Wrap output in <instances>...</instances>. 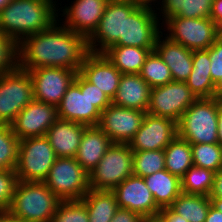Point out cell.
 <instances>
[{
    "mask_svg": "<svg viewBox=\"0 0 222 222\" xmlns=\"http://www.w3.org/2000/svg\"><path fill=\"white\" fill-rule=\"evenodd\" d=\"M215 172L192 166L181 178V191L185 194L209 196Z\"/></svg>",
    "mask_w": 222,
    "mask_h": 222,
    "instance_id": "1f68e13d",
    "label": "cell"
},
{
    "mask_svg": "<svg viewBox=\"0 0 222 222\" xmlns=\"http://www.w3.org/2000/svg\"><path fill=\"white\" fill-rule=\"evenodd\" d=\"M218 143L222 146V102L218 101Z\"/></svg>",
    "mask_w": 222,
    "mask_h": 222,
    "instance_id": "7dc6e473",
    "label": "cell"
},
{
    "mask_svg": "<svg viewBox=\"0 0 222 222\" xmlns=\"http://www.w3.org/2000/svg\"><path fill=\"white\" fill-rule=\"evenodd\" d=\"M144 181L160 209L169 207L182 193L181 179L166 169L144 177Z\"/></svg>",
    "mask_w": 222,
    "mask_h": 222,
    "instance_id": "484cf974",
    "label": "cell"
},
{
    "mask_svg": "<svg viewBox=\"0 0 222 222\" xmlns=\"http://www.w3.org/2000/svg\"><path fill=\"white\" fill-rule=\"evenodd\" d=\"M112 144L108 135L98 126H88L82 135L75 159L90 174Z\"/></svg>",
    "mask_w": 222,
    "mask_h": 222,
    "instance_id": "603a6c76",
    "label": "cell"
},
{
    "mask_svg": "<svg viewBox=\"0 0 222 222\" xmlns=\"http://www.w3.org/2000/svg\"><path fill=\"white\" fill-rule=\"evenodd\" d=\"M33 83L34 100L58 106L76 71L57 67H40L27 70Z\"/></svg>",
    "mask_w": 222,
    "mask_h": 222,
    "instance_id": "4fadbf2b",
    "label": "cell"
},
{
    "mask_svg": "<svg viewBox=\"0 0 222 222\" xmlns=\"http://www.w3.org/2000/svg\"><path fill=\"white\" fill-rule=\"evenodd\" d=\"M60 201L44 182L19 181L7 211L25 222H51Z\"/></svg>",
    "mask_w": 222,
    "mask_h": 222,
    "instance_id": "3957f363",
    "label": "cell"
},
{
    "mask_svg": "<svg viewBox=\"0 0 222 222\" xmlns=\"http://www.w3.org/2000/svg\"><path fill=\"white\" fill-rule=\"evenodd\" d=\"M55 2L11 0L0 12V32L19 44L25 37L50 28L60 22Z\"/></svg>",
    "mask_w": 222,
    "mask_h": 222,
    "instance_id": "7a4b0ae2",
    "label": "cell"
},
{
    "mask_svg": "<svg viewBox=\"0 0 222 222\" xmlns=\"http://www.w3.org/2000/svg\"><path fill=\"white\" fill-rule=\"evenodd\" d=\"M11 0H0V12Z\"/></svg>",
    "mask_w": 222,
    "mask_h": 222,
    "instance_id": "db71d44e",
    "label": "cell"
},
{
    "mask_svg": "<svg viewBox=\"0 0 222 222\" xmlns=\"http://www.w3.org/2000/svg\"><path fill=\"white\" fill-rule=\"evenodd\" d=\"M164 169V150L133 152V175L144 178Z\"/></svg>",
    "mask_w": 222,
    "mask_h": 222,
    "instance_id": "836d02e7",
    "label": "cell"
},
{
    "mask_svg": "<svg viewBox=\"0 0 222 222\" xmlns=\"http://www.w3.org/2000/svg\"><path fill=\"white\" fill-rule=\"evenodd\" d=\"M19 66L18 43L0 32V75Z\"/></svg>",
    "mask_w": 222,
    "mask_h": 222,
    "instance_id": "74e56055",
    "label": "cell"
},
{
    "mask_svg": "<svg viewBox=\"0 0 222 222\" xmlns=\"http://www.w3.org/2000/svg\"><path fill=\"white\" fill-rule=\"evenodd\" d=\"M56 158L45 136L20 140L18 162L15 168L19 181L43 182Z\"/></svg>",
    "mask_w": 222,
    "mask_h": 222,
    "instance_id": "52a82bcc",
    "label": "cell"
},
{
    "mask_svg": "<svg viewBox=\"0 0 222 222\" xmlns=\"http://www.w3.org/2000/svg\"><path fill=\"white\" fill-rule=\"evenodd\" d=\"M193 165L218 172L222 167V146L213 144H191Z\"/></svg>",
    "mask_w": 222,
    "mask_h": 222,
    "instance_id": "d590c367",
    "label": "cell"
},
{
    "mask_svg": "<svg viewBox=\"0 0 222 222\" xmlns=\"http://www.w3.org/2000/svg\"><path fill=\"white\" fill-rule=\"evenodd\" d=\"M34 100L33 83L19 66L0 75V124L11 125L18 113Z\"/></svg>",
    "mask_w": 222,
    "mask_h": 222,
    "instance_id": "9c48e42d",
    "label": "cell"
},
{
    "mask_svg": "<svg viewBox=\"0 0 222 222\" xmlns=\"http://www.w3.org/2000/svg\"><path fill=\"white\" fill-rule=\"evenodd\" d=\"M165 169L180 179L193 166L191 144L178 135L164 149Z\"/></svg>",
    "mask_w": 222,
    "mask_h": 222,
    "instance_id": "f546056e",
    "label": "cell"
},
{
    "mask_svg": "<svg viewBox=\"0 0 222 222\" xmlns=\"http://www.w3.org/2000/svg\"><path fill=\"white\" fill-rule=\"evenodd\" d=\"M152 7V5L140 4L135 0H124L123 37H119L116 45L147 48L154 51L157 37L162 33V29L159 26L160 17Z\"/></svg>",
    "mask_w": 222,
    "mask_h": 222,
    "instance_id": "277c9868",
    "label": "cell"
},
{
    "mask_svg": "<svg viewBox=\"0 0 222 222\" xmlns=\"http://www.w3.org/2000/svg\"><path fill=\"white\" fill-rule=\"evenodd\" d=\"M211 205L222 213V199H211Z\"/></svg>",
    "mask_w": 222,
    "mask_h": 222,
    "instance_id": "f907efd6",
    "label": "cell"
},
{
    "mask_svg": "<svg viewBox=\"0 0 222 222\" xmlns=\"http://www.w3.org/2000/svg\"><path fill=\"white\" fill-rule=\"evenodd\" d=\"M177 129L190 144L218 143V100L197 99L181 116Z\"/></svg>",
    "mask_w": 222,
    "mask_h": 222,
    "instance_id": "5b68a950",
    "label": "cell"
},
{
    "mask_svg": "<svg viewBox=\"0 0 222 222\" xmlns=\"http://www.w3.org/2000/svg\"><path fill=\"white\" fill-rule=\"evenodd\" d=\"M57 119V106L33 100L18 113L11 127L19 140L42 137Z\"/></svg>",
    "mask_w": 222,
    "mask_h": 222,
    "instance_id": "2e32d148",
    "label": "cell"
},
{
    "mask_svg": "<svg viewBox=\"0 0 222 222\" xmlns=\"http://www.w3.org/2000/svg\"><path fill=\"white\" fill-rule=\"evenodd\" d=\"M157 218L161 222H189L175 213L170 207L162 208Z\"/></svg>",
    "mask_w": 222,
    "mask_h": 222,
    "instance_id": "7bdbcfd3",
    "label": "cell"
},
{
    "mask_svg": "<svg viewBox=\"0 0 222 222\" xmlns=\"http://www.w3.org/2000/svg\"><path fill=\"white\" fill-rule=\"evenodd\" d=\"M210 57L207 50H194L192 71L185 81L187 86L199 98H213L215 84L210 73Z\"/></svg>",
    "mask_w": 222,
    "mask_h": 222,
    "instance_id": "d4e9b609",
    "label": "cell"
},
{
    "mask_svg": "<svg viewBox=\"0 0 222 222\" xmlns=\"http://www.w3.org/2000/svg\"><path fill=\"white\" fill-rule=\"evenodd\" d=\"M208 197L210 199H222V170L215 172L214 181Z\"/></svg>",
    "mask_w": 222,
    "mask_h": 222,
    "instance_id": "ee69618b",
    "label": "cell"
},
{
    "mask_svg": "<svg viewBox=\"0 0 222 222\" xmlns=\"http://www.w3.org/2000/svg\"><path fill=\"white\" fill-rule=\"evenodd\" d=\"M210 206L208 196L181 193L169 207L189 222H205Z\"/></svg>",
    "mask_w": 222,
    "mask_h": 222,
    "instance_id": "4dcf8cb0",
    "label": "cell"
},
{
    "mask_svg": "<svg viewBox=\"0 0 222 222\" xmlns=\"http://www.w3.org/2000/svg\"><path fill=\"white\" fill-rule=\"evenodd\" d=\"M19 141L11 125L0 124V170H15L18 162Z\"/></svg>",
    "mask_w": 222,
    "mask_h": 222,
    "instance_id": "e575fe53",
    "label": "cell"
},
{
    "mask_svg": "<svg viewBox=\"0 0 222 222\" xmlns=\"http://www.w3.org/2000/svg\"><path fill=\"white\" fill-rule=\"evenodd\" d=\"M139 75L151 89L173 81L169 67L155 50L147 56Z\"/></svg>",
    "mask_w": 222,
    "mask_h": 222,
    "instance_id": "d6a6232c",
    "label": "cell"
},
{
    "mask_svg": "<svg viewBox=\"0 0 222 222\" xmlns=\"http://www.w3.org/2000/svg\"><path fill=\"white\" fill-rule=\"evenodd\" d=\"M88 126L58 118L47 130L45 137L53 148L56 157H73L78 152L84 130Z\"/></svg>",
    "mask_w": 222,
    "mask_h": 222,
    "instance_id": "44dd1931",
    "label": "cell"
},
{
    "mask_svg": "<svg viewBox=\"0 0 222 222\" xmlns=\"http://www.w3.org/2000/svg\"><path fill=\"white\" fill-rule=\"evenodd\" d=\"M209 52L210 73L214 84L222 76V34L216 39V41L206 49Z\"/></svg>",
    "mask_w": 222,
    "mask_h": 222,
    "instance_id": "ab89813d",
    "label": "cell"
},
{
    "mask_svg": "<svg viewBox=\"0 0 222 222\" xmlns=\"http://www.w3.org/2000/svg\"><path fill=\"white\" fill-rule=\"evenodd\" d=\"M150 52L147 48L115 45L103 54L122 74H139Z\"/></svg>",
    "mask_w": 222,
    "mask_h": 222,
    "instance_id": "4316f807",
    "label": "cell"
},
{
    "mask_svg": "<svg viewBox=\"0 0 222 222\" xmlns=\"http://www.w3.org/2000/svg\"><path fill=\"white\" fill-rule=\"evenodd\" d=\"M57 111L60 119L86 126L98 125L101 111L90 101L88 81L79 72L57 106Z\"/></svg>",
    "mask_w": 222,
    "mask_h": 222,
    "instance_id": "7c38bea8",
    "label": "cell"
},
{
    "mask_svg": "<svg viewBox=\"0 0 222 222\" xmlns=\"http://www.w3.org/2000/svg\"><path fill=\"white\" fill-rule=\"evenodd\" d=\"M51 222H89L86 205L81 200L60 201Z\"/></svg>",
    "mask_w": 222,
    "mask_h": 222,
    "instance_id": "8d00e7d4",
    "label": "cell"
},
{
    "mask_svg": "<svg viewBox=\"0 0 222 222\" xmlns=\"http://www.w3.org/2000/svg\"><path fill=\"white\" fill-rule=\"evenodd\" d=\"M146 112L110 104L101 112L98 127L113 143L128 144L139 130Z\"/></svg>",
    "mask_w": 222,
    "mask_h": 222,
    "instance_id": "5bb4252c",
    "label": "cell"
},
{
    "mask_svg": "<svg viewBox=\"0 0 222 222\" xmlns=\"http://www.w3.org/2000/svg\"><path fill=\"white\" fill-rule=\"evenodd\" d=\"M205 222H222V213L211 205Z\"/></svg>",
    "mask_w": 222,
    "mask_h": 222,
    "instance_id": "bcb514c9",
    "label": "cell"
},
{
    "mask_svg": "<svg viewBox=\"0 0 222 222\" xmlns=\"http://www.w3.org/2000/svg\"><path fill=\"white\" fill-rule=\"evenodd\" d=\"M81 201L86 205L89 222H111L119 209L113 191L90 189Z\"/></svg>",
    "mask_w": 222,
    "mask_h": 222,
    "instance_id": "83f0119b",
    "label": "cell"
},
{
    "mask_svg": "<svg viewBox=\"0 0 222 222\" xmlns=\"http://www.w3.org/2000/svg\"><path fill=\"white\" fill-rule=\"evenodd\" d=\"M197 99L185 82L171 81L151 89L147 113L178 123L184 112Z\"/></svg>",
    "mask_w": 222,
    "mask_h": 222,
    "instance_id": "8fae6325",
    "label": "cell"
},
{
    "mask_svg": "<svg viewBox=\"0 0 222 222\" xmlns=\"http://www.w3.org/2000/svg\"><path fill=\"white\" fill-rule=\"evenodd\" d=\"M162 35L163 33L157 37L154 50L169 67L173 81L185 82L190 76L193 68V51Z\"/></svg>",
    "mask_w": 222,
    "mask_h": 222,
    "instance_id": "7402d4cb",
    "label": "cell"
},
{
    "mask_svg": "<svg viewBox=\"0 0 222 222\" xmlns=\"http://www.w3.org/2000/svg\"><path fill=\"white\" fill-rule=\"evenodd\" d=\"M133 175V151L128 144L113 143L89 174V187L112 191Z\"/></svg>",
    "mask_w": 222,
    "mask_h": 222,
    "instance_id": "8992f818",
    "label": "cell"
},
{
    "mask_svg": "<svg viewBox=\"0 0 222 222\" xmlns=\"http://www.w3.org/2000/svg\"><path fill=\"white\" fill-rule=\"evenodd\" d=\"M142 222H161L157 217L145 218Z\"/></svg>",
    "mask_w": 222,
    "mask_h": 222,
    "instance_id": "816d5d0a",
    "label": "cell"
},
{
    "mask_svg": "<svg viewBox=\"0 0 222 222\" xmlns=\"http://www.w3.org/2000/svg\"><path fill=\"white\" fill-rule=\"evenodd\" d=\"M61 200H81L89 187V174L73 157H57L43 181Z\"/></svg>",
    "mask_w": 222,
    "mask_h": 222,
    "instance_id": "ba28073f",
    "label": "cell"
},
{
    "mask_svg": "<svg viewBox=\"0 0 222 222\" xmlns=\"http://www.w3.org/2000/svg\"><path fill=\"white\" fill-rule=\"evenodd\" d=\"M177 135L175 121L146 112L139 130L128 145L133 152L164 150Z\"/></svg>",
    "mask_w": 222,
    "mask_h": 222,
    "instance_id": "9a60e30c",
    "label": "cell"
},
{
    "mask_svg": "<svg viewBox=\"0 0 222 222\" xmlns=\"http://www.w3.org/2000/svg\"><path fill=\"white\" fill-rule=\"evenodd\" d=\"M151 87L139 74H122L113 105L147 112Z\"/></svg>",
    "mask_w": 222,
    "mask_h": 222,
    "instance_id": "cb8c5ba5",
    "label": "cell"
},
{
    "mask_svg": "<svg viewBox=\"0 0 222 222\" xmlns=\"http://www.w3.org/2000/svg\"><path fill=\"white\" fill-rule=\"evenodd\" d=\"M161 10L163 22L173 16L182 18H209L213 0H162Z\"/></svg>",
    "mask_w": 222,
    "mask_h": 222,
    "instance_id": "f1b7e54d",
    "label": "cell"
},
{
    "mask_svg": "<svg viewBox=\"0 0 222 222\" xmlns=\"http://www.w3.org/2000/svg\"><path fill=\"white\" fill-rule=\"evenodd\" d=\"M0 222H25L21 218L12 216L8 211H0Z\"/></svg>",
    "mask_w": 222,
    "mask_h": 222,
    "instance_id": "c3c4849f",
    "label": "cell"
},
{
    "mask_svg": "<svg viewBox=\"0 0 222 222\" xmlns=\"http://www.w3.org/2000/svg\"><path fill=\"white\" fill-rule=\"evenodd\" d=\"M124 0H109L97 29L87 39L88 51L103 54L123 37Z\"/></svg>",
    "mask_w": 222,
    "mask_h": 222,
    "instance_id": "ac0fdd59",
    "label": "cell"
},
{
    "mask_svg": "<svg viewBox=\"0 0 222 222\" xmlns=\"http://www.w3.org/2000/svg\"><path fill=\"white\" fill-rule=\"evenodd\" d=\"M18 182L15 170H0V211H7L10 208Z\"/></svg>",
    "mask_w": 222,
    "mask_h": 222,
    "instance_id": "f35d334b",
    "label": "cell"
},
{
    "mask_svg": "<svg viewBox=\"0 0 222 222\" xmlns=\"http://www.w3.org/2000/svg\"><path fill=\"white\" fill-rule=\"evenodd\" d=\"M58 23L25 37L18 44L20 68L57 67L79 72L89 53L87 39Z\"/></svg>",
    "mask_w": 222,
    "mask_h": 222,
    "instance_id": "6da1fadb",
    "label": "cell"
},
{
    "mask_svg": "<svg viewBox=\"0 0 222 222\" xmlns=\"http://www.w3.org/2000/svg\"><path fill=\"white\" fill-rule=\"evenodd\" d=\"M213 98L217 99L218 101L222 102V76L220 79L215 83L214 95Z\"/></svg>",
    "mask_w": 222,
    "mask_h": 222,
    "instance_id": "681fc988",
    "label": "cell"
},
{
    "mask_svg": "<svg viewBox=\"0 0 222 222\" xmlns=\"http://www.w3.org/2000/svg\"><path fill=\"white\" fill-rule=\"evenodd\" d=\"M88 97L90 98L92 104L101 112L112 104V100L108 97V95L90 82H88Z\"/></svg>",
    "mask_w": 222,
    "mask_h": 222,
    "instance_id": "60d3db41",
    "label": "cell"
},
{
    "mask_svg": "<svg viewBox=\"0 0 222 222\" xmlns=\"http://www.w3.org/2000/svg\"><path fill=\"white\" fill-rule=\"evenodd\" d=\"M112 191L119 208L135 212L144 219L159 215L161 209L156 205L143 177L131 175Z\"/></svg>",
    "mask_w": 222,
    "mask_h": 222,
    "instance_id": "e0dca14e",
    "label": "cell"
},
{
    "mask_svg": "<svg viewBox=\"0 0 222 222\" xmlns=\"http://www.w3.org/2000/svg\"><path fill=\"white\" fill-rule=\"evenodd\" d=\"M135 1L139 2L140 4H149V5L152 4L151 2H153V4L155 3V1L157 2V0H135Z\"/></svg>",
    "mask_w": 222,
    "mask_h": 222,
    "instance_id": "f5cc1de1",
    "label": "cell"
},
{
    "mask_svg": "<svg viewBox=\"0 0 222 222\" xmlns=\"http://www.w3.org/2000/svg\"><path fill=\"white\" fill-rule=\"evenodd\" d=\"M143 219L144 218L135 212L119 208L114 214L111 222H142Z\"/></svg>",
    "mask_w": 222,
    "mask_h": 222,
    "instance_id": "b9f144b4",
    "label": "cell"
},
{
    "mask_svg": "<svg viewBox=\"0 0 222 222\" xmlns=\"http://www.w3.org/2000/svg\"><path fill=\"white\" fill-rule=\"evenodd\" d=\"M163 23L168 30L166 37L191 51L208 49L222 34L210 17L182 18L173 16Z\"/></svg>",
    "mask_w": 222,
    "mask_h": 222,
    "instance_id": "30bf717a",
    "label": "cell"
},
{
    "mask_svg": "<svg viewBox=\"0 0 222 222\" xmlns=\"http://www.w3.org/2000/svg\"><path fill=\"white\" fill-rule=\"evenodd\" d=\"M79 73L113 100L117 93L122 73L104 54L89 52L83 60Z\"/></svg>",
    "mask_w": 222,
    "mask_h": 222,
    "instance_id": "ffe728a7",
    "label": "cell"
},
{
    "mask_svg": "<svg viewBox=\"0 0 222 222\" xmlns=\"http://www.w3.org/2000/svg\"><path fill=\"white\" fill-rule=\"evenodd\" d=\"M210 18L217 24L218 30L222 33V0H213Z\"/></svg>",
    "mask_w": 222,
    "mask_h": 222,
    "instance_id": "f6af8a7d",
    "label": "cell"
},
{
    "mask_svg": "<svg viewBox=\"0 0 222 222\" xmlns=\"http://www.w3.org/2000/svg\"><path fill=\"white\" fill-rule=\"evenodd\" d=\"M109 0H74L62 10L64 26L88 39L97 29Z\"/></svg>",
    "mask_w": 222,
    "mask_h": 222,
    "instance_id": "d6986e66",
    "label": "cell"
}]
</instances>
